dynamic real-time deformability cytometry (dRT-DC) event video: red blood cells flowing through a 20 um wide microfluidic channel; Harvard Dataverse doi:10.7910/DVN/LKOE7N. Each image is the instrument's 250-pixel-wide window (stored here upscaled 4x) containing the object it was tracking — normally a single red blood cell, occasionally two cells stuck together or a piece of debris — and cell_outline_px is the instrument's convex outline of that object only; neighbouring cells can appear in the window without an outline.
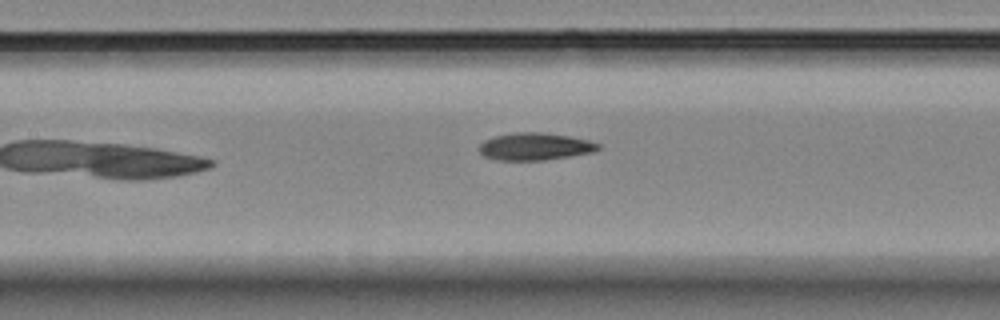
{"species": "Egyptian fruit bat (a non-hibernating species)", "species_latin": "Rousettus aegyptiacus", "temperature_condition": "room temperature", "stored_images_in_passage": 6, "camera_frame_rate_fps": 3000, "um_per_image_px": 0.085, "animal": {"sex": "female"}, "frame": {"image": 1, "passage_image": 5, "time_ms": 5.667, "image_size_px": [1000, 320], "cell_outline_px": [[600, 148], [592, 152], [544, 160], [496, 160], [484, 156], [480, 152], [480, 144], [484, 140], [496, 136], [516, 132], [544, 132], [568, 136], [588, 140], [600, 144]], "centroid_in_image_um": [45.46, 12.45], "position_along_channel_um": 161.9, "area_um2": 18.79}}
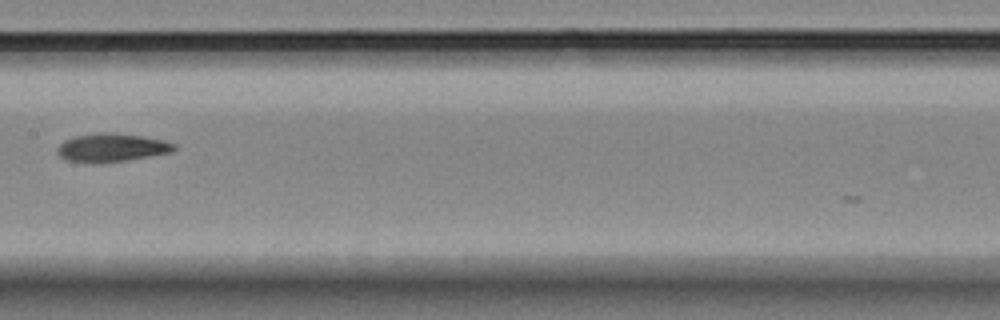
{"frame": {"image": 2, "passage_image": 6, "time_ms": 6.667, "image_size_px": [1000, 320], "cell_outline_px": [[176, 148], [172, 152], [124, 160], [68, 160], [60, 156], [56, 152], [56, 148], [64, 140], [76, 136], [96, 132], [116, 132], [144, 136], [164, 140], [176, 144]], "centroid_in_image_um": [9.53, 12.48], "position_along_channel_um": 197.9, "area_um2": 18.67}}